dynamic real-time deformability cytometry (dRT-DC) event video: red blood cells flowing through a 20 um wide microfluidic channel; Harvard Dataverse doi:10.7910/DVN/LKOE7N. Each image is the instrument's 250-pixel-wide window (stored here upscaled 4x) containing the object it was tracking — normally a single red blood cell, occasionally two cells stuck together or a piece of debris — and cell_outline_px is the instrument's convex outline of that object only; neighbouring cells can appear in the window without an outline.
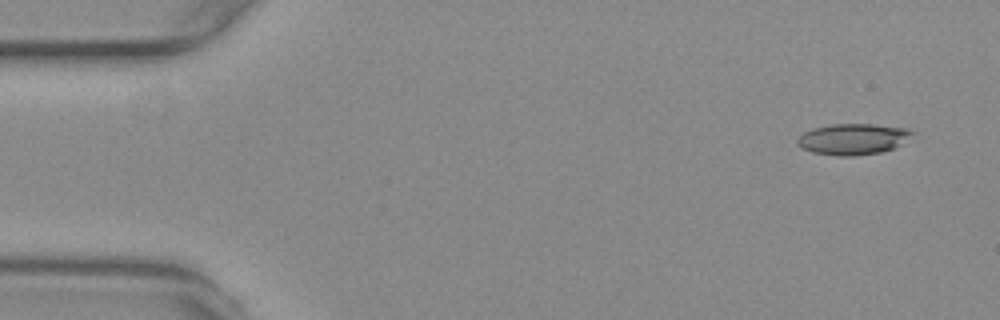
{"species": "common noctule bat (a hibernating species)", "species_latin": "Nyctalus noctula", "temperature_condition": "warm", "stored_images_in_passage": 52, "camera_frame_rate_fps": 3000, "um_per_image_px": 0.085, "animal": {"sex": "female", "body_mass_g": 29.2, "forearm_length_mm": 56.3}, "frame": {"image": 1, "passage_image": 1, "time_ms": 0.0, "image_size_px": [1000, 320], "cell_outline_px": [[916, 132], [900, 144], [892, 148], [880, 152], [856, 156], [840, 156], [812, 152], [800, 148], [796, 144], [796, 140], [804, 132], [812, 128], [832, 124], [872, 124], [908, 128]], "centroid_in_image_um": [72.47, 11.82], "position_along_channel_um": 12.5, "area_um2": 20.81}}
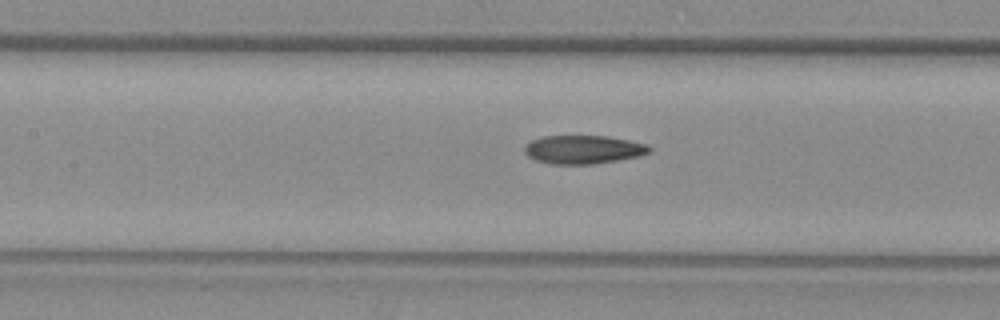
{"frame": {"image": 2, "passage_image": 22, "time_ms": 7.0, "image_size_px": [1000, 320], "cell_outline_px": [[652, 148], [648, 152], [640, 156], [592, 164], [552, 164], [536, 160], [528, 156], [524, 152], [524, 144], [532, 140], [544, 136], [604, 136], [628, 140], [648, 144]], "centroid_in_image_um": [49.56, 12.71], "position_along_channel_um": 157.8, "area_um2": 20.63}}
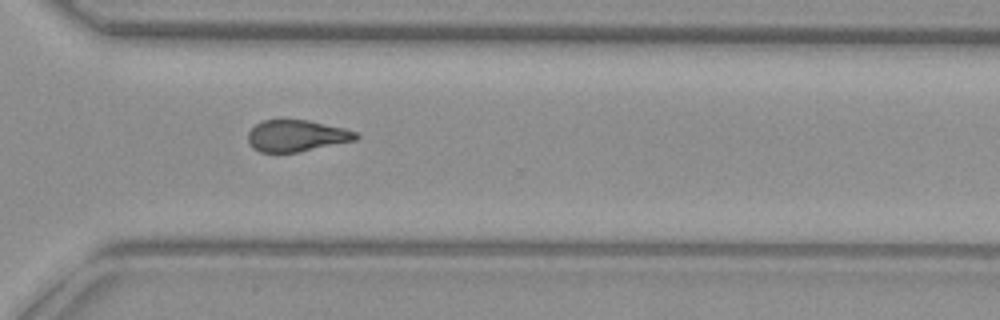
{"frame": {"image": 3, "passage_image": 37, "time_ms": 12.0, "image_size_px": [1000, 320], "cell_outline_px": [[360, 136], [356, 140], [296, 152], [260, 152], [252, 148], [248, 144], [248, 132], [256, 124], [264, 120], [308, 120], [344, 128], [356, 132]], "centroid_in_image_um": [25.19, 11.54], "position_along_channel_um": 345.4, "area_um2": 19.71}, "authors_computed_cell_mechanics": {"area_um2": 20.8658, "velocity_mm_per_s": 3.7612, "shape_relaxation_time_tau1_ms": null, "shape_relaxation_time_tau2_ms": 6.4919, "deformation_change_tau1": null, "deformation_change_tau2": 0.1622}}